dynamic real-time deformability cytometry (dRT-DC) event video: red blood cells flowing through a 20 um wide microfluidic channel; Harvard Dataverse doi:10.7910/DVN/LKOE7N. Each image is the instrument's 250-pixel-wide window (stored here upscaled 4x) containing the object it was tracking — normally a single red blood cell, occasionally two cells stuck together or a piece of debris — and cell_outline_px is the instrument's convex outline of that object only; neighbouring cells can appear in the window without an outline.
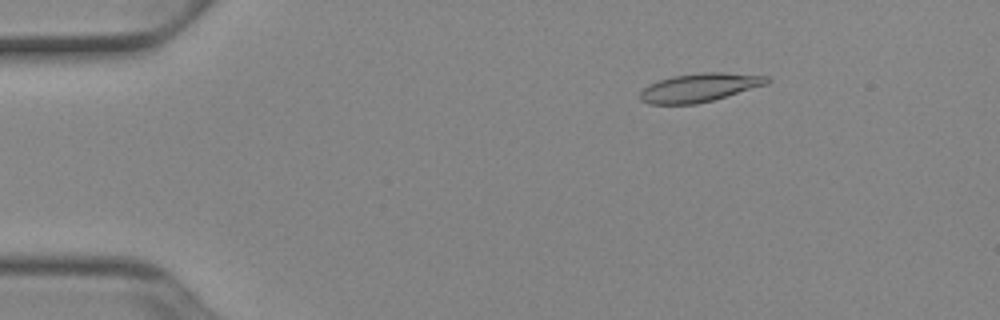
{"species": "Egyptian fruit bat (a non-hibernating species)", "species_latin": "Rousettus aegyptiacus", "temperature_condition": "cold", "stored_images_in_passage": 52, "camera_frame_rate_fps": 3000, "um_per_image_px": 0.085, "animal": {"sex": "female"}, "frame": {"image": 1, "passage_image": 8, "time_ms": 2.333, "image_size_px": [1000, 320], "cell_outline_px": [[772, 80], [768, 84], [712, 100], [696, 104], [648, 104], [640, 100], [640, 92], [648, 84], [672, 76], [700, 72], [724, 72], [768, 76]], "centroid_in_image_um": [59.46, 7.43], "position_along_channel_um": 25.5, "area_um2": 21.15}}
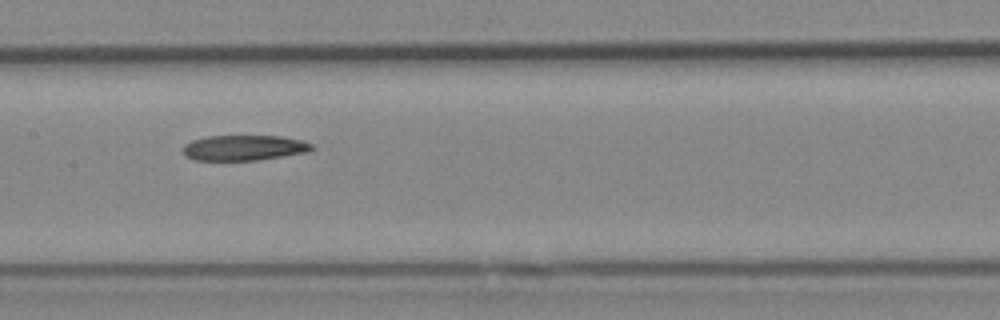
{"frame": {"image": 2, "passage_image": 26, "time_ms": 8.333, "image_size_px": [1000, 320], "cell_outline_px": [[316, 148], [308, 152], [256, 160], [192, 160], [184, 156], [184, 144], [192, 140], [208, 136], [280, 136], [300, 140], [312, 144]], "centroid_in_image_um": [20.73, 12.56], "position_along_channel_um": 186.7, "area_um2": 19.02}}
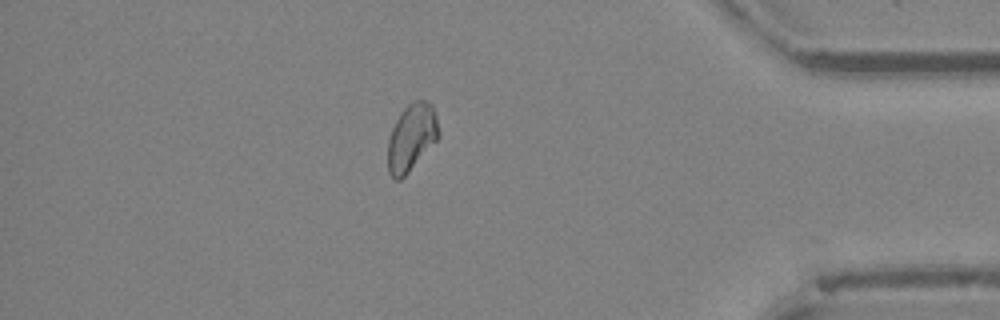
{"frame": {"image": 3, "passage_image": 45, "time_ms": 14.667, "image_size_px": [1000, 320], "cell_outline_px": [[440, 136], [408, 172], [400, 180], [396, 180], [388, 172], [388, 140], [392, 128], [400, 112], [412, 100], [424, 100], [432, 104], [436, 116]], "centroid_in_image_um": [34.97, 11.65], "position_along_channel_um": 400.2, "area_um2": 19.77}}